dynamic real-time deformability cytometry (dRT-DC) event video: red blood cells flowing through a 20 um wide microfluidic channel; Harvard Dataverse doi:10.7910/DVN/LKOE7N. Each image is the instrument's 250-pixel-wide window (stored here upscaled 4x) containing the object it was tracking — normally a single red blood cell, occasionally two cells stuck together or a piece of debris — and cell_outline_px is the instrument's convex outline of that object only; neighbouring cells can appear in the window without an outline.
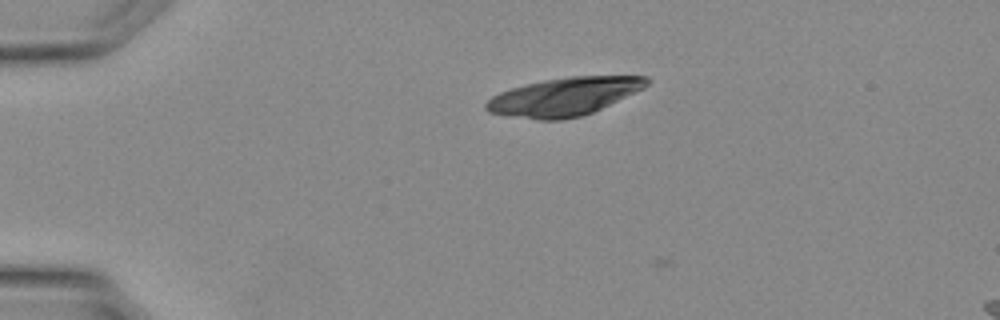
{"species": "Egyptian fruit bat (a non-hibernating species)", "species_latin": "Rousettus aegyptiacus", "temperature_condition": "warm", "stored_images_in_passage": 28, "camera_frame_rate_fps": 3000, "um_per_image_px": 0.085, "animal": {"sex": "female"}, "frame": {"image": 1, "passage_image": 1, "time_ms": 0.0, "image_size_px": [1000, 320], "cell_outline_px": [[648, 84], [644, 88], [592, 112], [580, 116], [560, 120], [540, 120], [508, 116], [488, 112], [484, 108], [484, 104], [492, 96], [500, 92], [512, 88], [544, 80], [572, 76], [648, 76]], "centroid_in_image_um": [47.91, 8.22], "position_along_channel_um": 37.1, "area_um2": 35.32}}
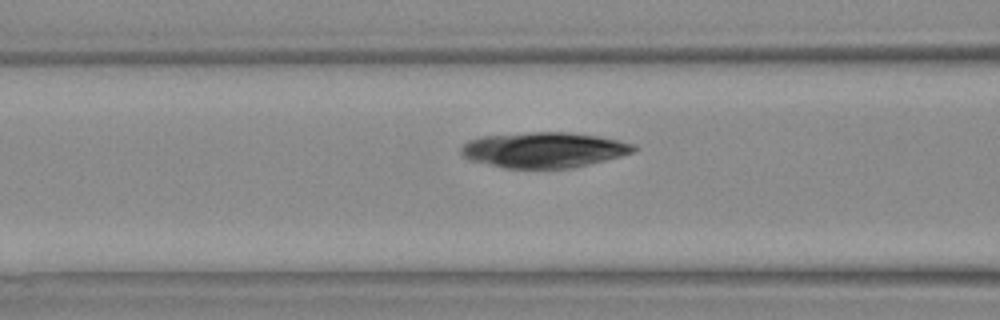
{"frame": {"image": 2, "passage_image": 8, "time_ms": 2.333, "image_size_px": [1000, 320], "cell_outline_px": [[636, 148], [632, 152], [620, 156], [572, 168], [504, 168], [468, 160], [460, 152], [460, 148], [468, 140], [480, 136], [532, 132], [568, 132], [596, 136], [636, 144]], "centroid_in_image_um": [46.17, 12.74], "position_along_channel_um": 120.4, "area_um2": 35.55}}
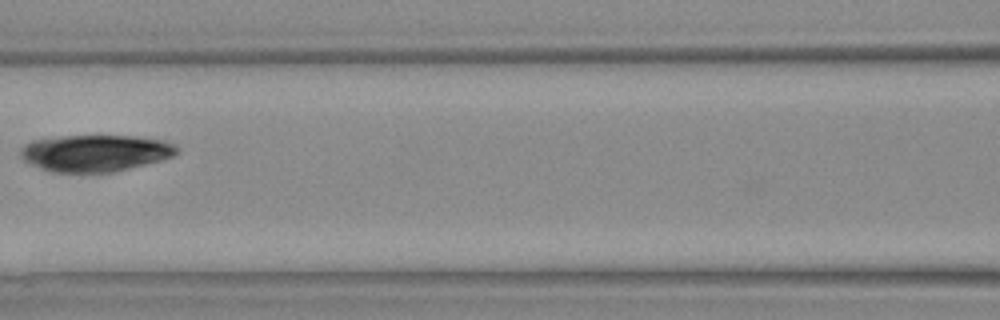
{"frame": {"image": 3, "passage_image": 10, "time_ms": 3.0, "image_size_px": [1000, 320], "cell_outline_px": [[176, 152], [172, 156], [160, 160], [112, 172], [52, 172], [40, 168], [24, 160], [20, 156], [20, 148], [24, 144], [32, 140], [60, 136], [136, 136], [164, 140], [172, 144], [176, 148]], "centroid_in_image_um": [8.03, 13.0], "position_along_channel_um": 158.6, "area_um2": 33.18}}